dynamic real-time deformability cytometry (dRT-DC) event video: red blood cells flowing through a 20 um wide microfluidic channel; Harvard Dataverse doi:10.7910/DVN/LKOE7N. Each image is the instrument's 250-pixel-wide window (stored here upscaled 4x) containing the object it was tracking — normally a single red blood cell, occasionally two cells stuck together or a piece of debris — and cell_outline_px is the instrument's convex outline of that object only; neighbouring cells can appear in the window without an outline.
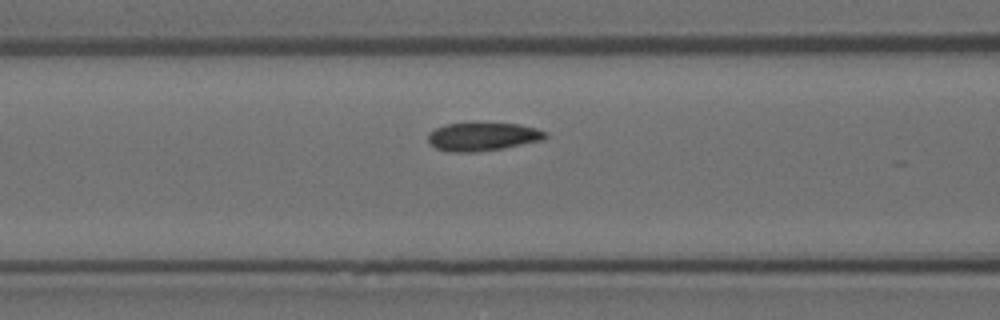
{"species": "Egyptian fruit bat (a non-hibernating species)", "species_latin": "Rousettus aegyptiacus", "temperature_condition": "room temperature", "stored_images_in_passage": 18, "camera_frame_rate_fps": 3000, "um_per_image_px": 0.085, "animal": {"sex": "female"}, "frame": {"image": 1, "passage_image": 13, "time_ms": 4.0, "image_size_px": [1000, 320], "cell_outline_px": [[548, 136], [544, 140], [504, 148], [476, 152], [448, 152], [436, 148], [428, 144], [428, 132], [444, 124], [520, 124], [536, 128], [548, 132]], "centroid_in_image_um": [41.03, 11.63], "position_along_channel_um": 125.6, "area_um2": 19.42}}
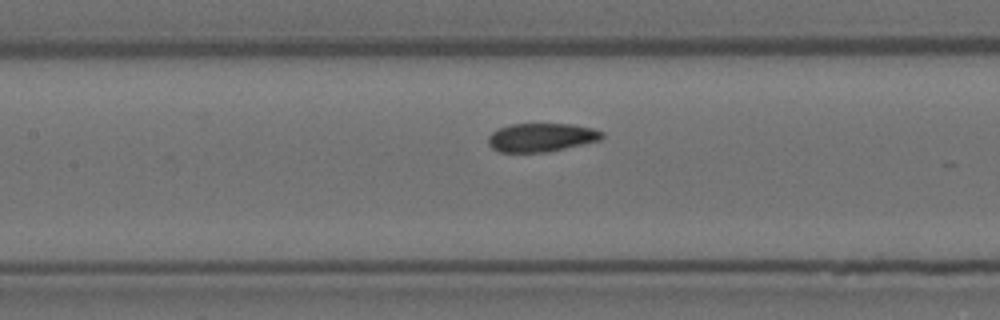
{"frame": {"image": 2, "passage_image": 16, "time_ms": 5.0, "image_size_px": [1000, 320], "cell_outline_px": [[604, 136], [600, 140], [584, 144], [548, 152], [500, 152], [492, 148], [488, 144], [488, 136], [496, 128], [512, 124], [572, 124], [592, 128], [604, 132]], "centroid_in_image_um": [46.0, 11.68], "position_along_channel_um": 161.4, "area_um2": 19.07}}